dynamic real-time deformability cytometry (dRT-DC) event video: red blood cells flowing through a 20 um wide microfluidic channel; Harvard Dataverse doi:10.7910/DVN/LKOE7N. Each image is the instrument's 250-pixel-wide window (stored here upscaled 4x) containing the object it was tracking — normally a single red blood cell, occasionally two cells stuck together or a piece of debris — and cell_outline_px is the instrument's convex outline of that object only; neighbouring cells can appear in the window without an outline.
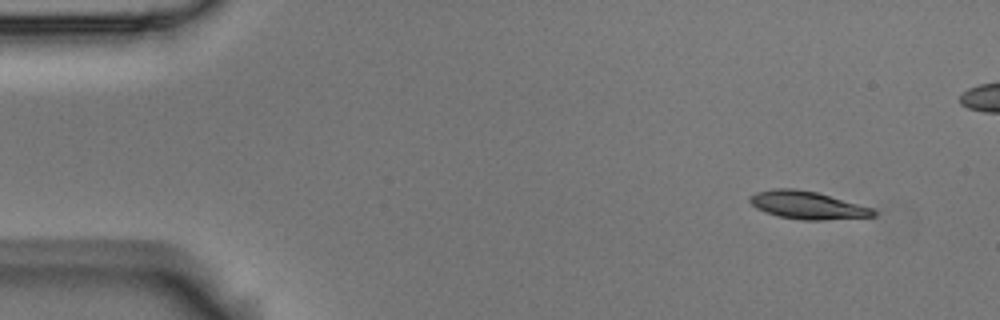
{"species": "Egyptian fruit bat (a non-hibernating species)", "species_latin": "Rousettus aegyptiacus", "temperature_condition": "room temperature", "stored_images_in_passage": 5, "camera_frame_rate_fps": 3000, "um_per_image_px": 0.085, "animal": {"sex": "male"}, "frame": {"image": 1, "passage_image": 1, "time_ms": 0.0, "image_size_px": [1000, 320], "cell_outline_px": [[876, 216], [824, 220], [800, 220], [776, 216], [756, 208], [748, 200], [748, 196], [756, 192], [776, 188], [796, 188], [816, 192], [872, 208], [876, 212]], "centroid_in_image_um": [68.58, 17.44], "position_along_channel_um": 16.4, "area_um2": 20.0}}